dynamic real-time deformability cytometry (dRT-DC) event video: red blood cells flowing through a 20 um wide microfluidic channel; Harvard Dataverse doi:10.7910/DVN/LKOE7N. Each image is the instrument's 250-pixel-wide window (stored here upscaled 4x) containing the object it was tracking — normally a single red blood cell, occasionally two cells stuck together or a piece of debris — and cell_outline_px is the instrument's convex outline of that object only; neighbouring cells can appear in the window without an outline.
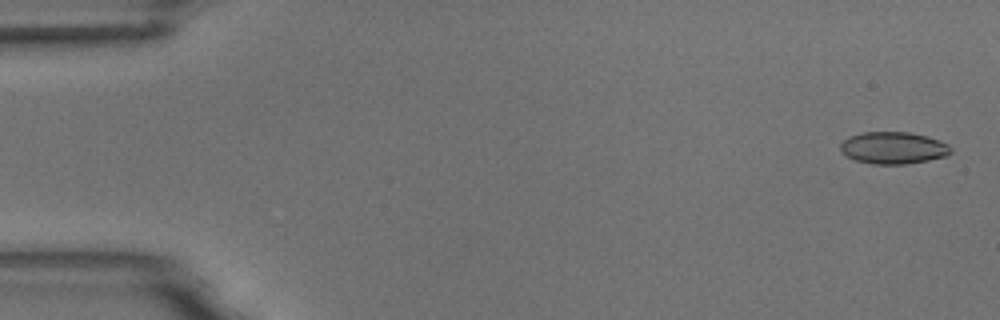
{"species": "common noctule bat (a hibernating species)", "species_latin": "Nyctalus noctula", "temperature_condition": "room temperature", "stored_images_in_passage": 5, "camera_frame_rate_fps": 3000, "um_per_image_px": 0.085, "animal": {"sex": "male", "body_mass_g": 18.8}, "frame": {"image": 1, "passage_image": 1, "time_ms": 0.0, "image_size_px": [1000, 320], "cell_outline_px": [[952, 152], [948, 156], [928, 160], [904, 164], [872, 164], [856, 160], [840, 152], [840, 144], [848, 136], [864, 132], [908, 132], [928, 136], [948, 144], [952, 148]], "centroid_in_image_um": [75.94, 12.57], "position_along_channel_um": 9.1, "area_um2": 20.69}}
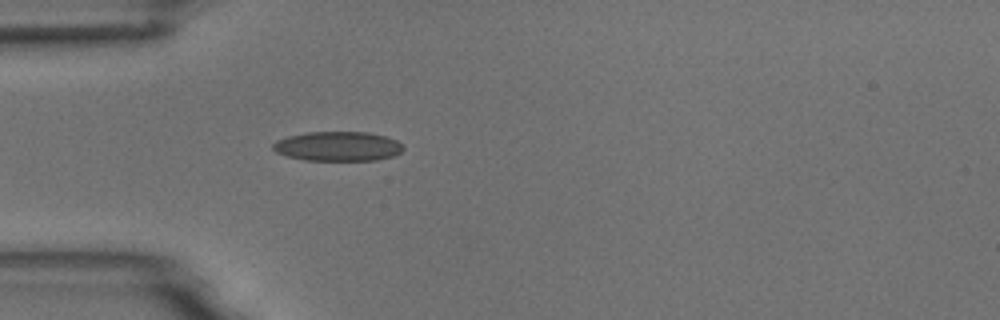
{"frame": {"image": 2, "passage_image": 5, "time_ms": 4.667, "image_size_px": [1000, 320], "cell_outline_px": [[404, 148], [400, 152], [392, 156], [376, 160], [304, 160], [288, 156], [276, 152], [272, 148], [272, 144], [276, 140], [288, 136], [308, 132], [368, 132], [384, 136], [396, 140]], "centroid_in_image_um": [28.69, 12.43], "position_along_channel_um": 56.3, "area_um2": 22.25}}